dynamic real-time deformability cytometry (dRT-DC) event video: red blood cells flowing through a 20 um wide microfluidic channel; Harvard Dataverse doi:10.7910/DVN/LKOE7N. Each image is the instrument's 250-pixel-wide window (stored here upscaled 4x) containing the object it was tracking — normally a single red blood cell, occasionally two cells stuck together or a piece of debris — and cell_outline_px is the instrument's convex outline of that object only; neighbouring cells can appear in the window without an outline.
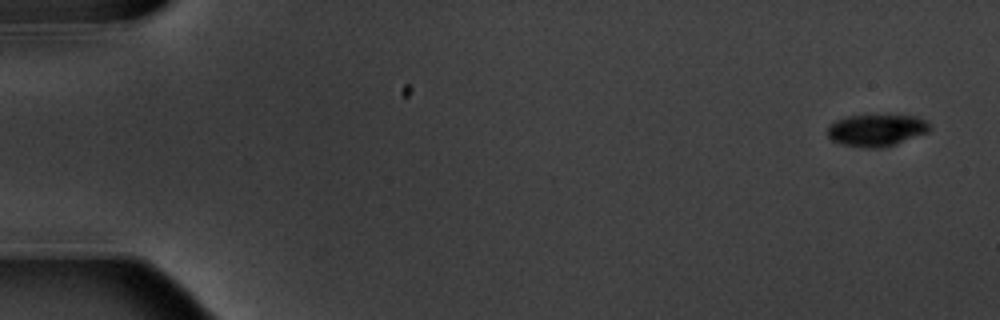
{"species": "common noctule bat (a hibernating species)", "species_latin": "Nyctalus noctula", "temperature_condition": "warm", "stored_images_in_passage": 11, "camera_frame_rate_fps": 3000, "um_per_image_px": 0.085, "animal": {"sex": "male", "body_mass_g": 20.1, "forearm_length_mm": 53.5}, "frame": {"image": 1, "passage_image": 1, "time_ms": 0.0, "image_size_px": [1000, 320], "cell_outline_px": [[932, 128], [928, 132], [896, 144], [880, 148], [868, 148], [844, 144], [832, 140], [828, 136], [828, 124], [836, 120], [848, 116], [916, 116], [928, 120]], "centroid_in_image_um": [74.53, 11.07], "position_along_channel_um": 10.5, "area_um2": 18.9}}
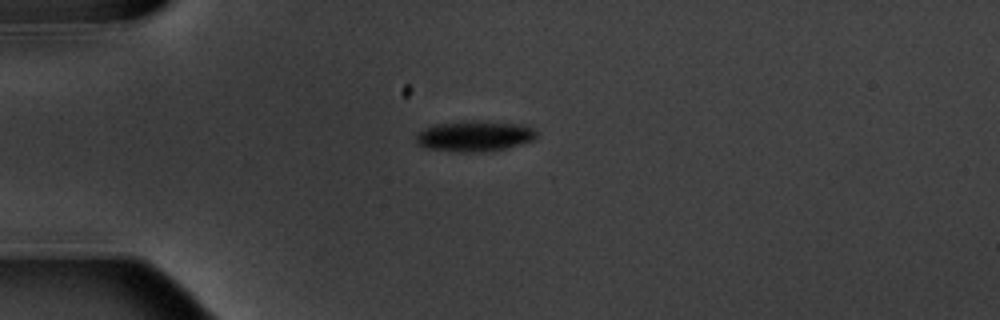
{"frame": {"image": 2, "passage_image": 4, "time_ms": 4.333, "image_size_px": [1000, 320], "cell_outline_px": [[536, 136], [532, 140], [520, 144], [504, 148], [484, 152], [460, 152], [428, 148], [416, 144], [416, 132], [432, 124], [460, 120], [480, 120], [524, 124], [532, 128], [536, 132]], "centroid_in_image_um": [40.28, 11.54], "position_along_channel_um": 44.7, "area_um2": 21.91}}
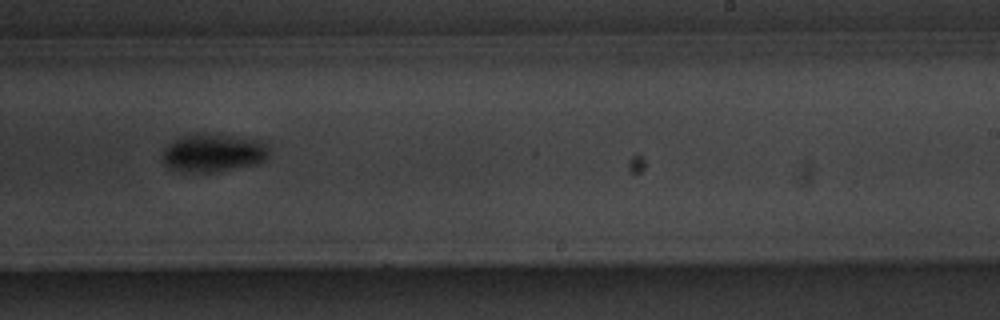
{"frame": {"image": 3, "passage_image": 10, "time_ms": 11.333, "image_size_px": [1000, 320], "cell_outline_px": [[268, 156], [264, 160], [256, 164], [220, 172], [188, 172], [168, 168], [164, 164], [164, 148], [168, 144], [180, 136], [208, 132], [256, 140], [264, 144], [268, 152]], "centroid_in_image_um": [18.09, 13.0], "position_along_channel_um": 270.9, "area_um2": 23.64}}